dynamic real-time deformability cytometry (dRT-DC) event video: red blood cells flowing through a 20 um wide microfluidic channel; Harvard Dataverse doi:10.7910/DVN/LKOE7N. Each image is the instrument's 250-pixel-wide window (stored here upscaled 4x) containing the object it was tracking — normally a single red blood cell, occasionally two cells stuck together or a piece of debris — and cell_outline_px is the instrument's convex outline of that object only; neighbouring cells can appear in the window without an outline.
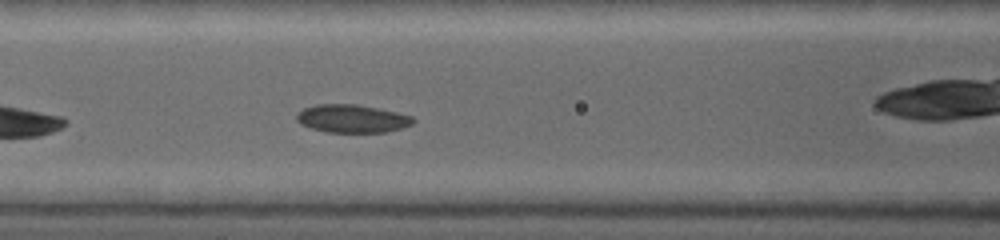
{"species": "common noctule bat (a hibernating species)", "species_latin": "Nyctalus noctula", "temperature_condition": "warm", "stored_images_in_passage": 5, "camera_frame_rate_fps": 5000, "um_per_image_px": 0.085, "animal": {"sex": "female", "body_mass_g": 19.0, "forearm_length_mm": 53.3}, "frame": {"image": 1, "passage_image": 5, "time_ms": 2.2, "image_size_px": [1000, 240], "cell_outline_px": [[416, 120], [412, 124], [388, 132], [328, 132], [312, 128], [300, 124], [296, 120], [296, 112], [304, 108], [316, 104], [356, 104], [396, 112], [412, 116]], "centroid_in_image_um": [29.9, 10.08], "position_along_channel_um": 136.7, "area_um2": 19.02}}